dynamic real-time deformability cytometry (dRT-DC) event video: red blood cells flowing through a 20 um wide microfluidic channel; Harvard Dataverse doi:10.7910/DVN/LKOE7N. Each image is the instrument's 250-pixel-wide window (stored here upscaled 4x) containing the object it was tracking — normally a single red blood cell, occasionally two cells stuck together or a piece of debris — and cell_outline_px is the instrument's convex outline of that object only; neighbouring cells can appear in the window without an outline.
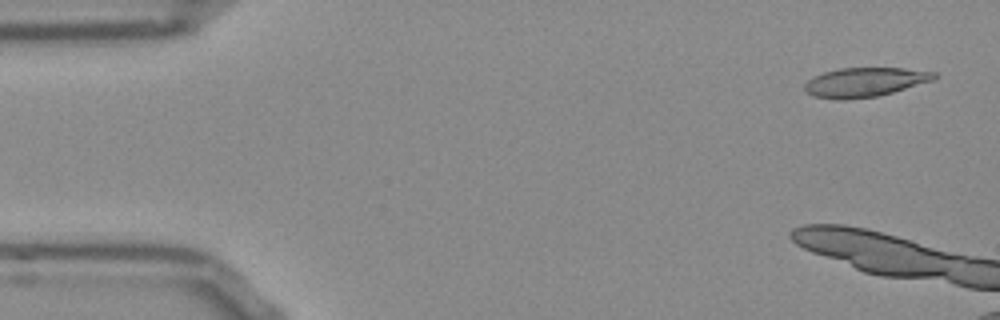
{"species": "Egyptian fruit bat (a non-hibernating species)", "species_latin": "Rousettus aegyptiacus", "temperature_condition": "room temperature", "stored_images_in_passage": 10, "camera_frame_rate_fps": 3000, "um_per_image_px": 0.085, "frame": {"image": 1, "passage_image": 2, "time_ms": 0.333, "image_size_px": [1000, 320], "cell_outline_px": [[940, 76], [932, 80], [892, 92], [876, 96], [844, 100], [840, 100], [812, 96], [804, 88], [804, 84], [808, 80], [824, 72], [840, 68], [904, 68], [936, 72]], "centroid_in_image_um": [73.51, 6.98], "position_along_channel_um": 11.5, "area_um2": 21.91}}